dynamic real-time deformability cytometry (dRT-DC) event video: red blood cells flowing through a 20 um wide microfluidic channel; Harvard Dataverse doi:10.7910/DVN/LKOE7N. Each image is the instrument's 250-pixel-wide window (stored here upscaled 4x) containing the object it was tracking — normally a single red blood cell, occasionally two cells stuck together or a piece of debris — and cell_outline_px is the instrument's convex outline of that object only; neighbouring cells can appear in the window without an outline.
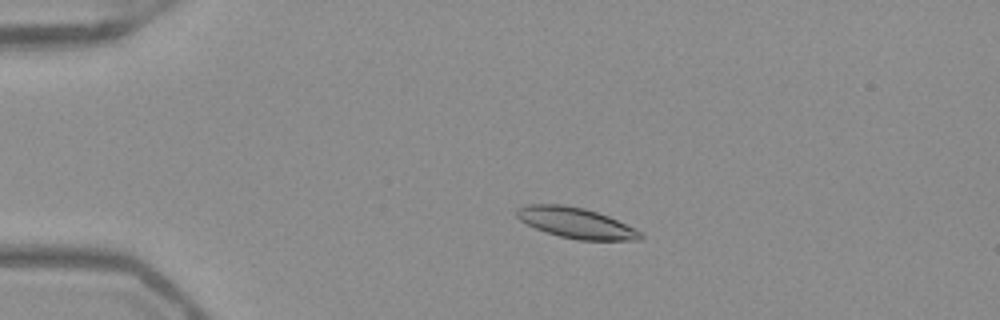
{"species": "Egyptian fruit bat (a non-hibernating species)", "species_latin": "Rousettus aegyptiacus", "temperature_condition": "warm", "stored_images_in_passage": 46, "camera_frame_rate_fps": 3000, "um_per_image_px": 0.085, "frame": {"image": 1, "passage_image": 5, "time_ms": 1.333, "image_size_px": [1000, 320], "cell_outline_px": [[644, 236], [640, 240], [580, 240], [560, 236], [536, 228], [520, 220], [516, 216], [516, 208], [528, 204], [564, 204], [584, 208], [608, 216], [636, 228]], "centroid_in_image_um": [48.97, 18.94], "position_along_channel_um": 36.0, "area_um2": 21.96}}
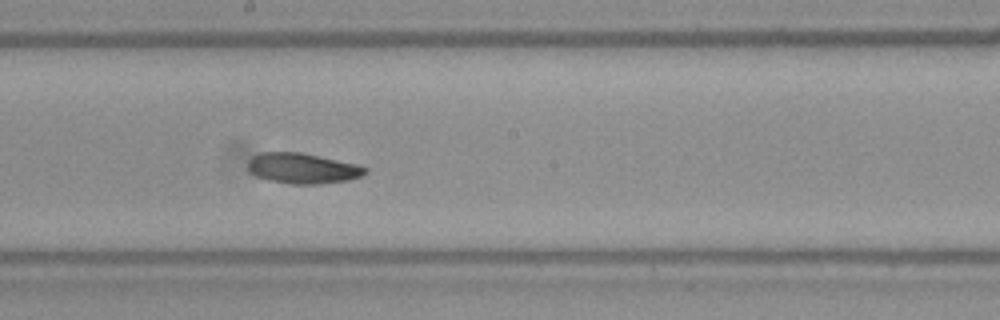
{"frame": {"image": 2, "passage_image": 23, "time_ms": 7.333, "image_size_px": [1000, 320], "cell_outline_px": [[368, 172], [360, 176], [348, 180], [320, 184], [292, 184], [268, 180], [256, 176], [248, 168], [248, 160], [252, 156], [260, 152], [300, 152], [360, 164], [368, 168]], "centroid_in_image_um": [25.75, 14.3], "position_along_channel_um": 222.5, "area_um2": 20.98}}
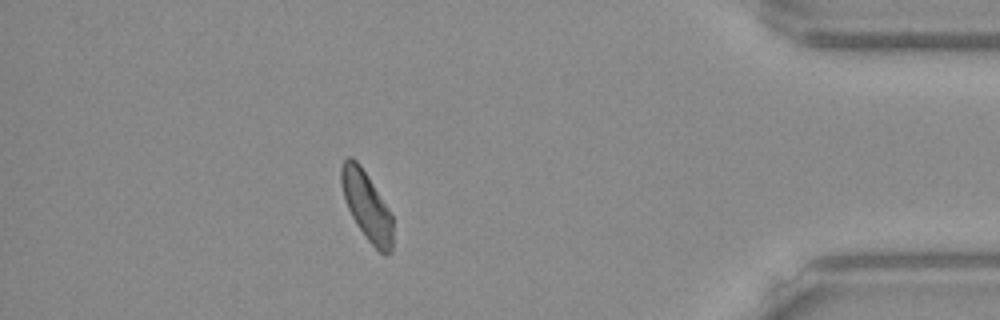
{"frame": {"image": 3, "passage_image": 40, "time_ms": 13.0, "image_size_px": [1000, 320], "cell_outline_px": [[392, 252], [388, 256], [384, 256], [368, 240], [356, 224], [348, 208], [340, 184], [340, 168], [344, 160], [348, 156], [352, 156], [360, 164], [368, 176], [392, 216]], "centroid_in_image_um": [31.15, 17.49], "position_along_channel_um": 404.0, "area_um2": 20.46}, "authors_computed_cell_mechanics": {"area_um2": 20.9236, "velocity_mm_per_s": 3.9094, "shape_relaxation_time_tau1_ms": 4.788, "shape_relaxation_time_tau2_ms": 5.0432, "deformation_change_tau1": 0.1218, "deformation_change_tau2": 0.0804}}